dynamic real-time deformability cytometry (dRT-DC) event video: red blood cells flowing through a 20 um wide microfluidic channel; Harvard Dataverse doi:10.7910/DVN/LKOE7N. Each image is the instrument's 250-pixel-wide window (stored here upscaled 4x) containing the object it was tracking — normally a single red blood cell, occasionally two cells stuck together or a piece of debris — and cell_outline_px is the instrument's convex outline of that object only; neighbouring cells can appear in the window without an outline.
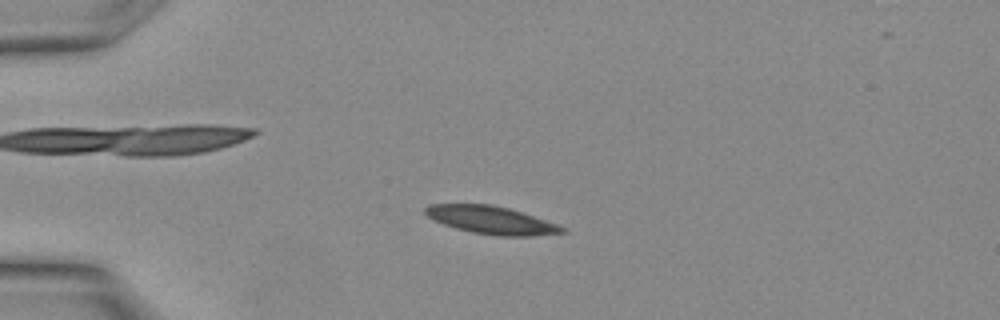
{"species": "Egyptian fruit bat (a non-hibernating species)", "species_latin": "Rousettus aegyptiacus", "temperature_condition": "warm", "stored_images_in_passage": 11, "camera_frame_rate_fps": 3000, "um_per_image_px": 0.085, "animal": {"sex": "female"}, "frame": {"image": 1, "passage_image": 7, "time_ms": 2.0, "image_size_px": [1000, 320], "cell_outline_px": [[568, 232], [532, 236], [500, 236], [472, 232], [456, 228], [432, 220], [424, 212], [424, 208], [428, 204], [492, 204], [508, 208], [556, 224], [564, 228]], "centroid_in_image_um": [41.71, 18.7], "position_along_channel_um": 43.3, "area_um2": 21.96}}
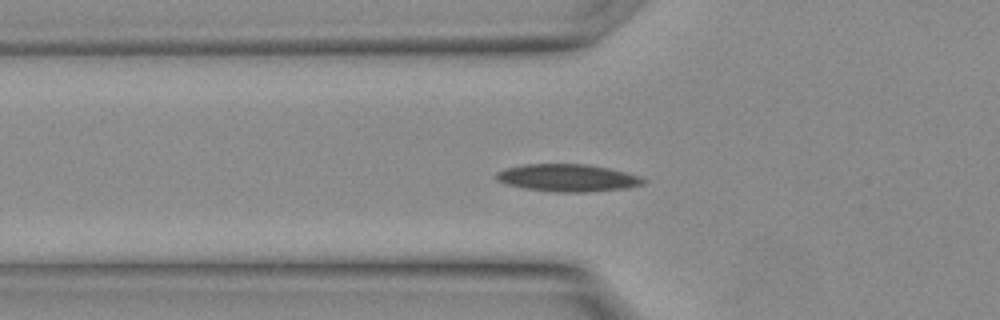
{"frame": {"image": 2, "passage_image": 10, "time_ms": 3.0, "image_size_px": [1000, 320], "cell_outline_px": [[648, 180], [644, 184], [628, 188], [588, 192], [552, 192], [524, 188], [508, 184], [496, 180], [496, 172], [504, 168], [524, 164], [588, 164], [608, 168], [640, 176]], "centroid_in_image_um": [48.26, 15.12], "position_along_channel_um": 77.5, "area_um2": 23.64}}